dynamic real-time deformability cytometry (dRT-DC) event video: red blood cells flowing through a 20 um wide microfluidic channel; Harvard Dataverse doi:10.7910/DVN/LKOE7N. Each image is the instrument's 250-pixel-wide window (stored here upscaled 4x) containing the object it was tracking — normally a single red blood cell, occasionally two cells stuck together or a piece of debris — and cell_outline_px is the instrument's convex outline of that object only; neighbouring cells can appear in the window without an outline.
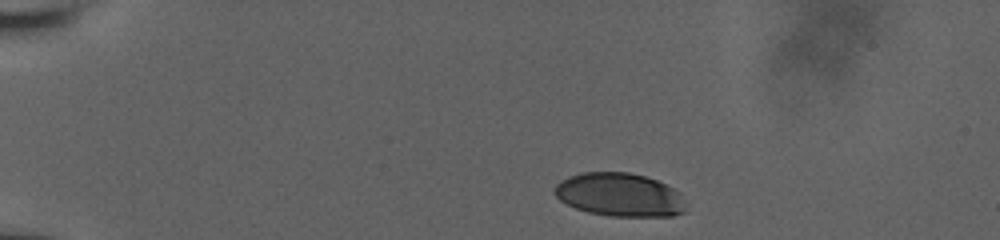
{"species": "human", "species_latin": "Homo sapiens", "temperature_condition": "room temperature", "stored_images_in_passage": 10, "camera_frame_rate_fps": 3000, "um_per_image_px": 0.085, "donor": {"sex": "male"}, "frame": {"image": 1, "passage_image": 1, "time_ms": 0.0, "image_size_px": [1000, 240], "cell_outline_px": [[688, 204], [684, 212], [672, 216], [608, 216], [588, 212], [576, 208], [560, 200], [552, 192], [552, 188], [556, 184], [572, 176], [584, 172], [628, 172], [644, 176], [656, 180], [672, 188]], "centroid_in_image_um": [52.66, 16.57], "position_along_channel_um": 32.3, "area_um2": 33.06}}
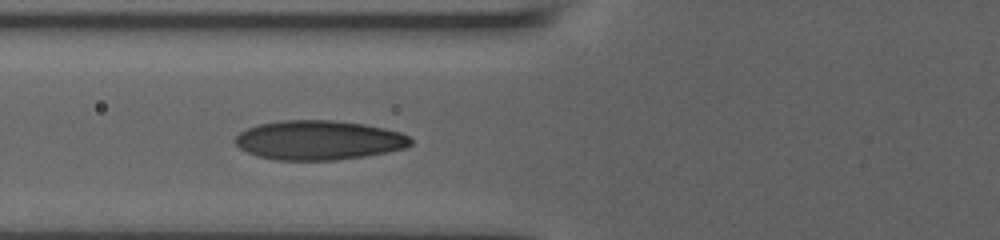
{"frame": {"image": 2, "passage_image": 9, "time_ms": 4.0, "image_size_px": [1000, 240], "cell_outline_px": [[412, 144], [404, 148], [364, 156], [336, 160], [276, 160], [256, 156], [240, 148], [236, 144], [236, 136], [240, 132], [256, 124], [280, 120], [332, 120], [364, 124], [384, 128], [400, 132], [408, 136], [412, 140]], "centroid_in_image_um": [27.07, 11.91], "position_along_channel_um": 98.7, "area_um2": 40.23}}
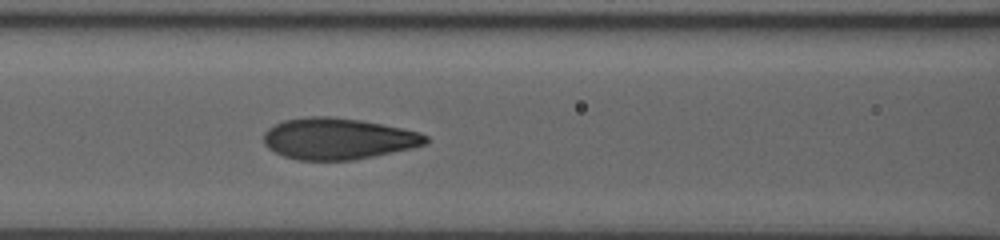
{"frame": {"image": 3, "passage_image": 10, "time_ms": 5.0, "image_size_px": [1000, 240], "cell_outline_px": [[428, 144], [412, 148], [352, 160], [300, 160], [284, 156], [268, 148], [264, 144], [264, 132], [268, 128], [284, 120], [308, 116], [332, 116], [360, 120], [420, 132], [428, 136]], "centroid_in_image_um": [28.73, 11.78], "position_along_channel_um": 137.9, "area_um2": 38.9}}